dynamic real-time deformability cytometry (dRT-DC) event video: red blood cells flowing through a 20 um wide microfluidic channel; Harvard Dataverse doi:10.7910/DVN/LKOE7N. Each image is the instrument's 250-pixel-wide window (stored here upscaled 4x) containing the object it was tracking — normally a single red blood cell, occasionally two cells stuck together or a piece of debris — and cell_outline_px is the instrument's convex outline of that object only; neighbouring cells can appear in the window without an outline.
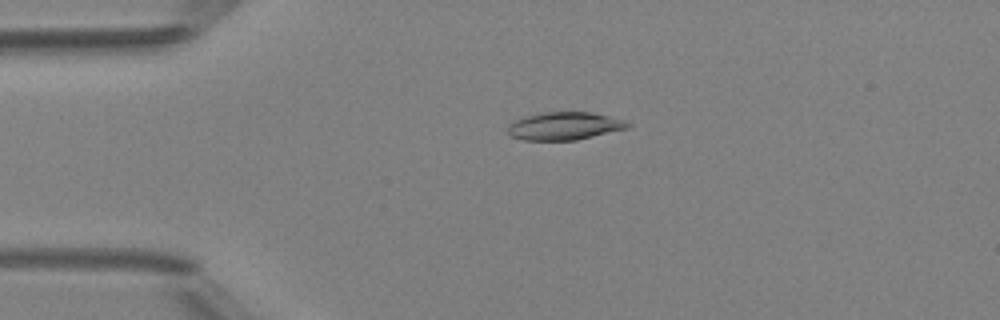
{"species": "Egyptian fruit bat (a non-hibernating species)", "species_latin": "Rousettus aegyptiacus", "temperature_condition": "room temperature", "stored_images_in_passage": 35, "camera_frame_rate_fps": 3000, "um_per_image_px": 0.085, "animal": {"sex": "female"}, "frame": {"image": 1, "passage_image": 3, "time_ms": 0.667, "image_size_px": [1000, 320], "cell_outline_px": [[632, 124], [628, 128], [576, 140], [524, 140], [508, 136], [508, 124], [524, 116], [544, 112], [588, 112], [608, 116], [624, 120]], "centroid_in_image_um": [47.94, 10.71], "position_along_channel_um": 37.1, "area_um2": 19.42}}
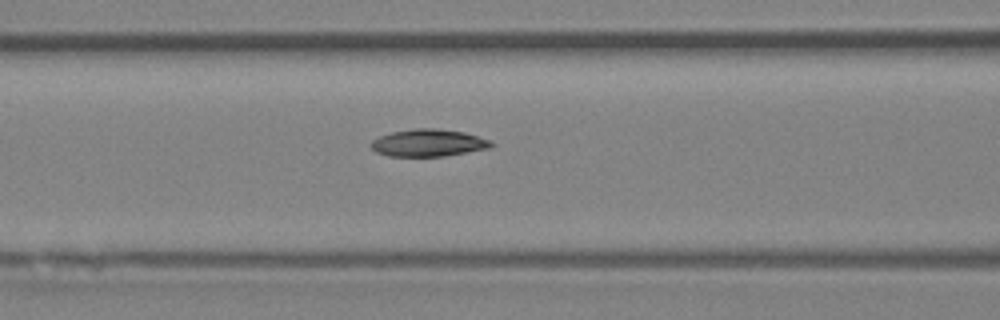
{"frame": {"image": 2, "passage_image": 12, "time_ms": 3.667, "image_size_px": [1000, 320], "cell_outline_px": [[496, 144], [492, 148], [444, 156], [388, 156], [376, 152], [368, 144], [372, 140], [380, 136], [392, 132], [416, 128], [436, 128], [464, 132], [492, 140]], "centroid_in_image_um": [36.45, 12.14], "position_along_channel_um": 130.2, "area_um2": 19.31}}
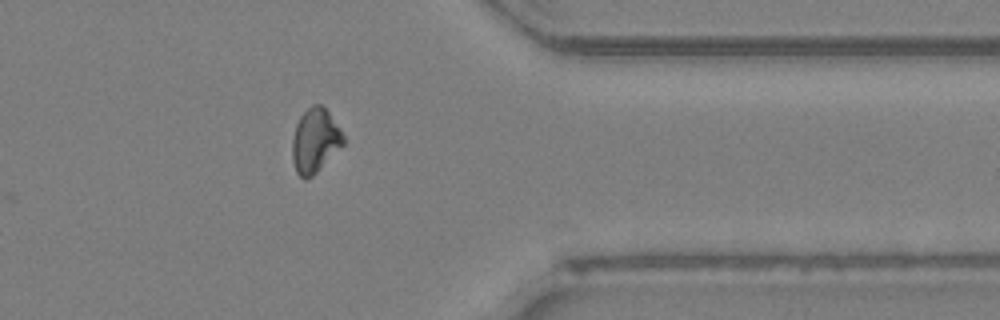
{"frame": {"image": 3, "passage_image": 31, "time_ms": 10.0, "image_size_px": [1000, 320], "cell_outline_px": [[344, 144], [312, 176], [304, 180], [296, 172], [292, 160], [292, 136], [296, 124], [300, 116], [312, 104], [320, 104], [328, 112], [344, 136]], "centroid_in_image_um": [26.75, 11.96], "position_along_channel_um": 384.7, "area_um2": 18.9}, "authors_computed_cell_mechanics": {"area_um2": 19.074, "velocity_mm_per_s": 4.2234, "shape_relaxation_time_tau1_ms": 10.129, "shape_relaxation_time_tau2_ms": 7.0579, "deformation_change_tau1": 0.203, "deformation_change_tau2": 0.0936}}